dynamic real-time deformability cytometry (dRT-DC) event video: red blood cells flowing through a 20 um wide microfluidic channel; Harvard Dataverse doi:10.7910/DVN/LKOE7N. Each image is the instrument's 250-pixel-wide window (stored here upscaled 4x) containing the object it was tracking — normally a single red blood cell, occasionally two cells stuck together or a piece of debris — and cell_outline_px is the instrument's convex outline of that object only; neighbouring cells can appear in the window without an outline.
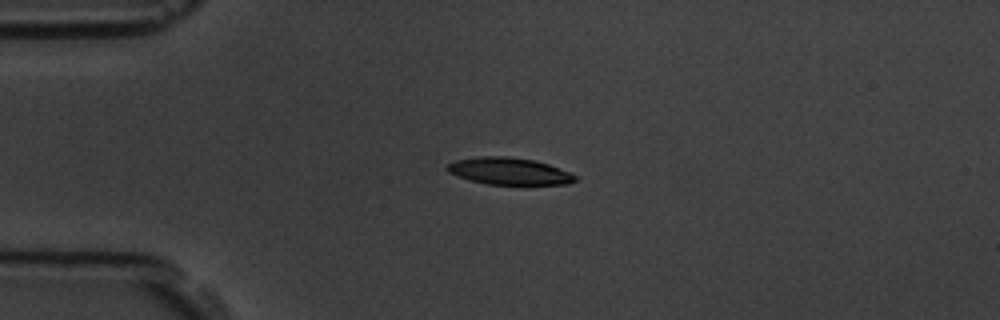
{"species": "common noctule bat (a hibernating species)", "species_latin": "Nyctalus noctula", "temperature_condition": "room temperature", "stored_images_in_passage": 2, "camera_frame_rate_fps": 3000, "um_per_image_px": 0.085, "animal": {"sex": "male", "body_mass_g": 19.5, "forearm_length_mm": 54.6}, "frame": {"image": 1, "passage_image": 1, "time_ms": 0.0, "image_size_px": [1000, 320], "cell_outline_px": [[580, 180], [568, 184], [488, 184], [456, 176], [448, 172], [444, 168], [448, 164], [456, 160], [480, 156], [508, 156], [532, 160], [548, 164], [572, 172], [580, 176]], "centroid_in_image_um": [43.33, 14.55], "position_along_channel_um": 41.7, "area_um2": 20.29}}